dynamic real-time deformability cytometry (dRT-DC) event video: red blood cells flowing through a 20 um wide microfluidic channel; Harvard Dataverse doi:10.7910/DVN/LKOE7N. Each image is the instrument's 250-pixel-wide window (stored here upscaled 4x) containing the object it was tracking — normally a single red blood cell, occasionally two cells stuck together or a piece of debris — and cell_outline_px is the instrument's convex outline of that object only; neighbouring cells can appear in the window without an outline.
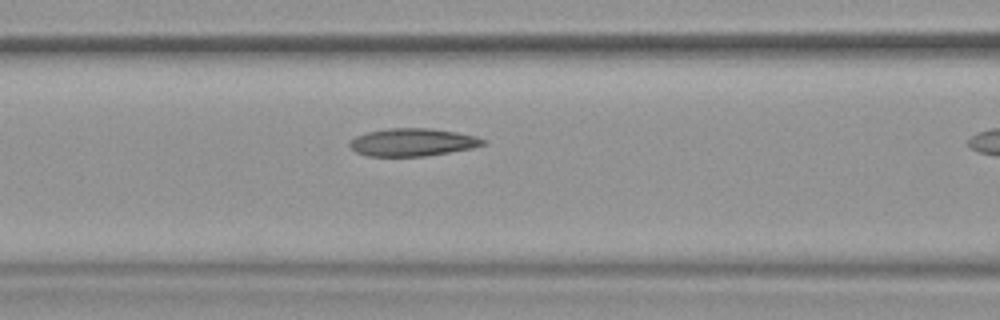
{"species": "common noctule bat (a hibernating species)", "species_latin": "Nyctalus noctula", "temperature_condition": "warm", "stored_images_in_passage": 11, "camera_frame_rate_fps": 3000, "um_per_image_px": 0.085, "animal": {"sex": "female", "body_mass_g": 19.9}, "frame": {"image": 1, "passage_image": 10, "time_ms": 3.0, "image_size_px": [1000, 320], "cell_outline_px": [[488, 144], [472, 148], [424, 156], [368, 156], [356, 152], [348, 144], [348, 140], [356, 136], [368, 132], [388, 128], [428, 128], [456, 132], [476, 136], [488, 140]], "centroid_in_image_um": [35.08, 12.09], "position_along_channel_um": 131.5, "area_um2": 21.62}}